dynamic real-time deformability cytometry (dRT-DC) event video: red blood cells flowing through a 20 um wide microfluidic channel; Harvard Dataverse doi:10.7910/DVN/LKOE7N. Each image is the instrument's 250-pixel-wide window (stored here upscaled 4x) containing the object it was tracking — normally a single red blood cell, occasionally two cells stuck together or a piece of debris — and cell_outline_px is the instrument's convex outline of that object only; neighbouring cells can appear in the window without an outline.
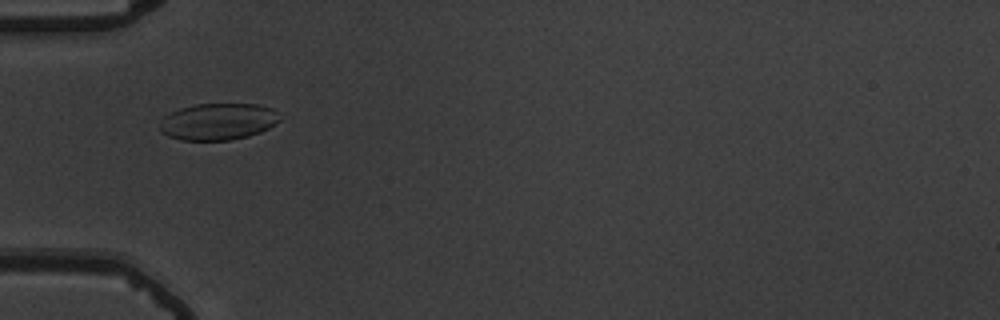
{"species": "common noctule bat (a hibernating species)", "species_latin": "Nyctalus noctula", "temperature_condition": "warm", "stored_images_in_passage": 39, "camera_frame_rate_fps": 3000, "um_per_image_px": 0.085, "animal": {"sex": "male", "body_mass_g": 19.5, "forearm_length_mm": 54.6}, "frame": {"image": 1, "passage_image": 2, "time_ms": 0.333, "image_size_px": [1000, 320], "cell_outline_px": [[280, 120], [268, 128], [260, 132], [248, 136], [232, 140], [184, 140], [168, 136], [160, 132], [160, 124], [164, 116], [180, 108], [196, 104], [256, 104], [272, 108]], "centroid_in_image_um": [18.51, 10.34], "position_along_channel_um": 66.5, "area_um2": 25.49}}
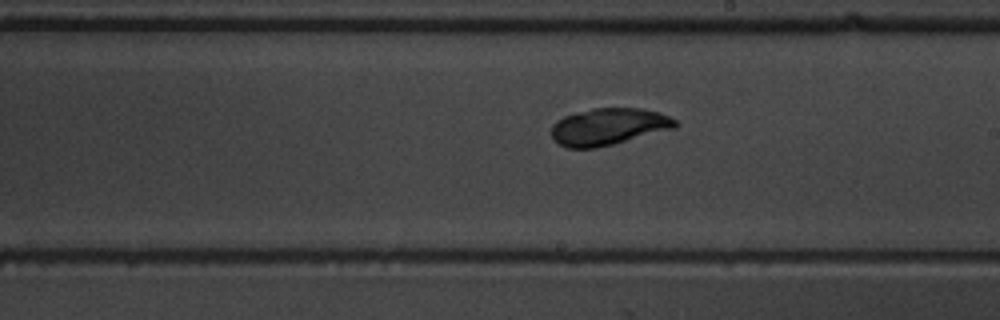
{"frame": {"image": 2, "passage_image": 16, "time_ms": 5.0, "image_size_px": [1000, 320], "cell_outline_px": [[680, 124], [676, 128], [596, 148], [568, 148], [560, 144], [552, 136], [552, 124], [556, 120], [564, 116], [592, 108], [640, 108], [660, 112], [676, 120]], "centroid_in_image_um": [51.75, 10.75], "position_along_channel_um": 237.3, "area_um2": 26.59}}
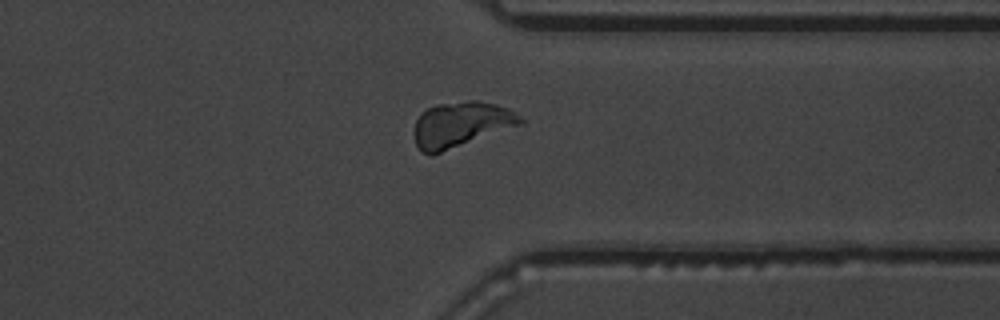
{"frame": {"image": 3, "passage_image": 27, "time_ms": 8.667, "image_size_px": [1000, 320], "cell_outline_px": [[524, 124], [432, 156], [424, 152], [416, 144], [412, 132], [416, 120], [420, 112], [436, 104], [468, 100], [480, 100], [496, 104], [508, 108], [520, 116], [524, 120]], "centroid_in_image_um": [39.18, 10.58], "position_along_channel_um": 372.2, "area_um2": 28.67}}